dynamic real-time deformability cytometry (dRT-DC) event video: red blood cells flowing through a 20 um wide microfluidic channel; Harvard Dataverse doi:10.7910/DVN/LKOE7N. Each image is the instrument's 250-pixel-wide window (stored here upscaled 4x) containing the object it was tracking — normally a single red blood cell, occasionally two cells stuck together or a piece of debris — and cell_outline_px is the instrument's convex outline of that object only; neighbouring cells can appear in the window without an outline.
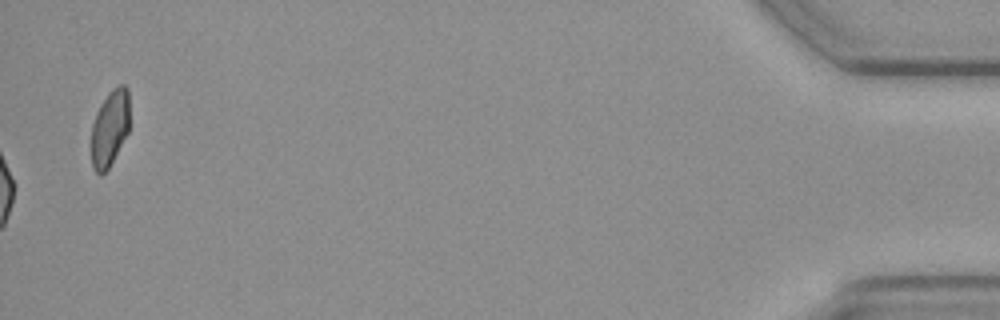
{"species": "common noctule bat (a hibernating species)", "species_latin": "Nyctalus noctula", "temperature_condition": "cold", "stored_images_in_passage": 53, "camera_frame_rate_fps": 3000, "um_per_image_px": 0.085, "animal": {"sex": "female", "body_mass_g": 19.3, "forearm_length_mm": 54.1}, "frame": {"image": 1, "passage_image": 53, "time_ms": 17.333, "image_size_px": [1000, 320], "cell_outline_px": [[128, 132], [108, 168], [100, 176], [92, 168], [92, 124], [96, 112], [100, 104], [108, 92], [112, 88], [120, 84], [124, 84], [128, 88]], "centroid_in_image_um": [9.32, 10.86], "position_along_channel_um": 425.9, "area_um2": 16.88}, "authors_computed_cell_mechanics": {"area_um2": 17.3978, "velocity_mm_per_s": 3.6116, "shape_relaxation_time_tau1_ms": 7.4105, "shape_relaxation_time_tau2_ms": null, "deformation_change_tau1": 0.0868, "deformation_change_tau2": null}}